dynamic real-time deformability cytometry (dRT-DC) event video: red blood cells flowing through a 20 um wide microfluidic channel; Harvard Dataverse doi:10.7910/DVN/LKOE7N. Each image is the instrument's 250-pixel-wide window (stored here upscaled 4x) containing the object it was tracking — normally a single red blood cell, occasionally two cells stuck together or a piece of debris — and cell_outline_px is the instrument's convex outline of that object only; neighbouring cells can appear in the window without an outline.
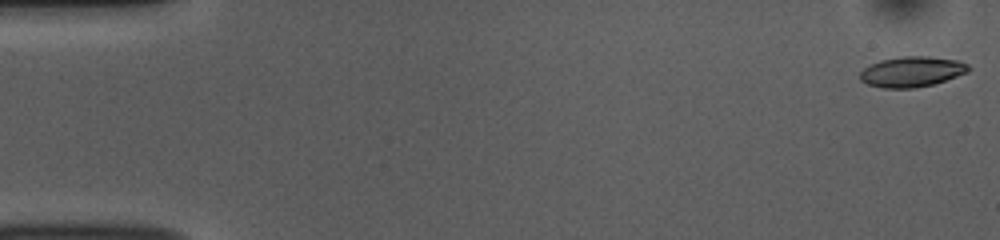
{"species": "common noctule bat (a hibernating species)", "species_latin": "Nyctalus noctula", "temperature_condition": "room temperature", "stored_images_in_passage": 12, "camera_frame_rate_fps": 3000, "um_per_image_px": 0.085, "animal": {"sex": "female", "body_mass_g": 10.0, "forearm_length_mm": 53.1}, "frame": {"image": 1, "passage_image": 1, "time_ms": 0.0, "image_size_px": [1000, 240], "cell_outline_px": [[972, 68], [968, 72], [932, 84], [912, 88], [884, 88], [868, 84], [860, 80], [860, 72], [864, 68], [880, 60], [900, 56], [928, 56], [960, 60], [968, 64]], "centroid_in_image_um": [77.52, 6.08], "position_along_channel_um": 7.5, "area_um2": 19.19}}